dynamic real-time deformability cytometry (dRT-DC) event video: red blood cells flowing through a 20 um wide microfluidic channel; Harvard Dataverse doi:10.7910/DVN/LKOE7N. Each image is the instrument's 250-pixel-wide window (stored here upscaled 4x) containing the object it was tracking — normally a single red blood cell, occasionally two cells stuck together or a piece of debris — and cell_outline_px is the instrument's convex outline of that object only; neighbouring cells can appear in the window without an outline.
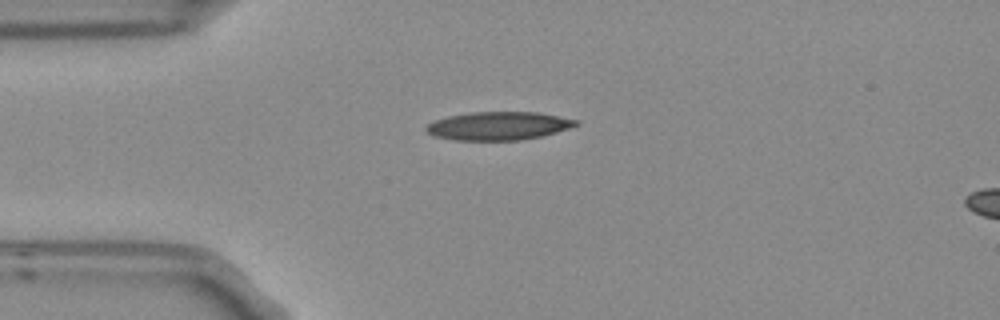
{"species": "Egyptian fruit bat (a non-hibernating species)", "species_latin": "Rousettus aegyptiacus", "temperature_condition": "room temperature", "stored_images_in_passage": 3, "camera_frame_rate_fps": 3000, "um_per_image_px": 0.085, "frame": {"image": 1, "passage_image": 1, "time_ms": 0.0, "image_size_px": [1000, 320], "cell_outline_px": [[580, 124], [556, 132], [540, 136], [520, 140], [456, 140], [436, 136], [428, 132], [424, 128], [428, 124], [436, 120], [448, 116], [472, 112], [540, 112], [576, 120]], "centroid_in_image_um": [42.37, 10.69], "position_along_channel_um": 42.6, "area_um2": 24.39}}
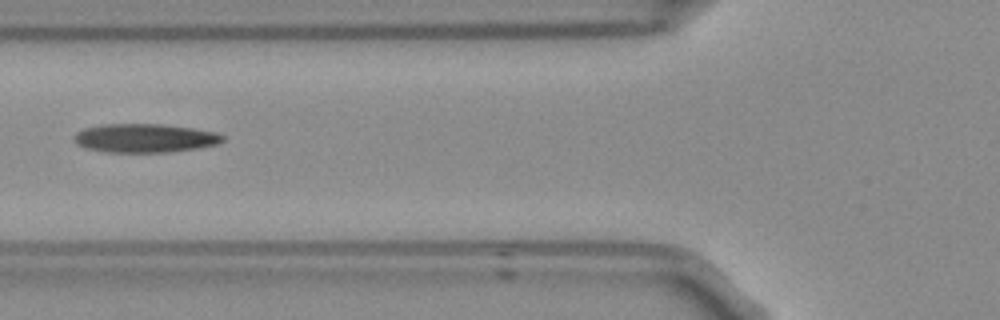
{"frame": {"image": 2, "passage_image": 3, "time_ms": 0.667, "image_size_px": [1000, 320], "cell_outline_px": [[224, 140], [216, 144], [196, 148], [168, 152], [104, 152], [84, 148], [76, 144], [72, 136], [76, 132], [84, 128], [100, 124], [164, 124], [192, 128], [216, 132], [224, 136]], "centroid_in_image_um": [12.24, 11.73], "position_along_channel_um": 113.6, "area_um2": 25.03}}